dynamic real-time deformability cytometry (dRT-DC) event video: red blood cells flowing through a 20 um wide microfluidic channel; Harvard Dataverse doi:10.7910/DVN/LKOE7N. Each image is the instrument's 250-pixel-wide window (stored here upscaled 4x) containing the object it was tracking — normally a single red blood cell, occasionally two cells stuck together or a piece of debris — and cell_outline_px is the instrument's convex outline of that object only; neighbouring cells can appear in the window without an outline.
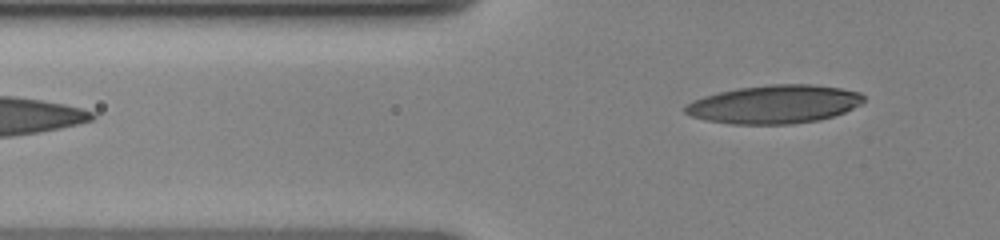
{"species": "human", "species_latin": "Homo sapiens", "temperature_condition": "cold", "stored_images_in_passage": 8, "camera_frame_rate_fps": 3000, "um_per_image_px": 0.085, "donor": {"sex": "female"}, "frame": {"image": 1, "passage_image": 8, "time_ms": 7.333, "image_size_px": [1000, 240], "cell_outline_px": [[864, 100], [860, 104], [844, 112], [820, 120], [792, 124], [732, 124], [704, 120], [692, 116], [684, 112], [684, 104], [692, 100], [704, 96], [736, 88], [768, 84], [812, 84], [840, 88], [860, 92], [864, 96]], "centroid_in_image_um": [65.79, 8.86], "position_along_channel_um": 60.0, "area_um2": 40.11}}